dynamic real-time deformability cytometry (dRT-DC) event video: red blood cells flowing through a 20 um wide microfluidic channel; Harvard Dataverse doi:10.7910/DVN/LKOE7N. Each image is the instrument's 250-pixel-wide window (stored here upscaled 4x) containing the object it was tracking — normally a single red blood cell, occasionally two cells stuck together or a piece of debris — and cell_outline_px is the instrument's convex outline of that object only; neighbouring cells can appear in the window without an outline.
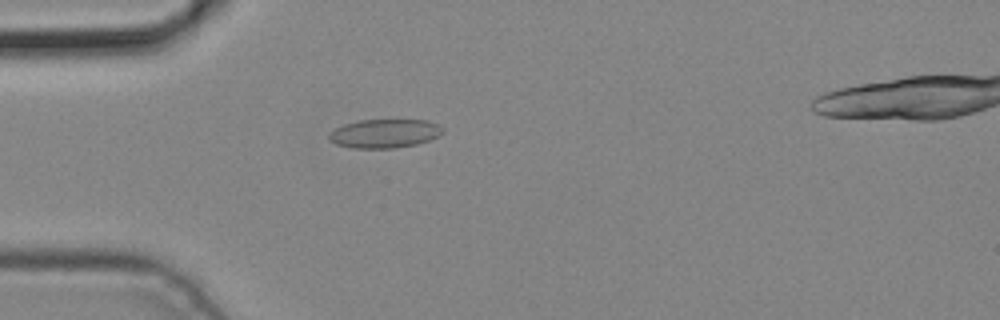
{"species": "common noctule bat (a hibernating species)", "species_latin": "Nyctalus noctula", "temperature_condition": "cold", "stored_images_in_passage": 3, "camera_frame_rate_fps": 3000, "um_per_image_px": 0.085, "animal": {"sex": "male", "body_mass_g": 19.2, "forearm_length_mm": 51.8}, "frame": {"image": 1, "passage_image": 3, "time_ms": 0.667, "image_size_px": [1000, 320], "cell_outline_px": [[444, 132], [440, 136], [416, 144], [392, 148], [352, 148], [336, 144], [328, 140], [328, 132], [344, 124], [360, 120], [428, 120], [440, 124], [444, 128]], "centroid_in_image_um": [32.7, 11.34], "position_along_channel_um": 52.3, "area_um2": 19.25}}